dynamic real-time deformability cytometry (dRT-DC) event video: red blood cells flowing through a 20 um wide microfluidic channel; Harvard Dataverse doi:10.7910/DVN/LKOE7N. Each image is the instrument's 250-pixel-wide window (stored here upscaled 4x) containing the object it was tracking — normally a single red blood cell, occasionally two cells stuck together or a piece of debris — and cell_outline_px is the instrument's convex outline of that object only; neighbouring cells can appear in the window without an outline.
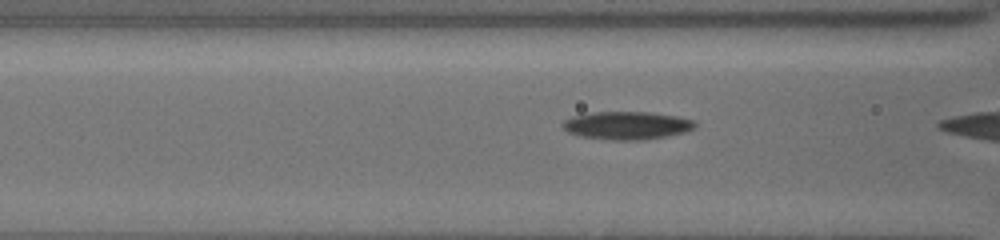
{"species": "common noctule bat (a hibernating species)", "species_latin": "Nyctalus noctula", "temperature_condition": "cold", "stored_images_in_passage": 24, "camera_frame_rate_fps": 3000, "um_per_image_px": 0.085, "animal": {"sex": "female", "body_mass_g": 19.5, "forearm_length_mm": 54.1}, "frame": {"image": 1, "passage_image": 21, "time_ms": 6.667, "image_size_px": [1000, 240], "cell_outline_px": [[696, 128], [684, 132], [644, 140], [612, 140], [580, 136], [568, 132], [560, 124], [564, 120], [572, 116], [592, 112], [648, 112], [676, 116], [696, 120]], "centroid_in_image_um": [53.28, 10.66], "position_along_channel_um": 113.3, "area_um2": 21.62}}